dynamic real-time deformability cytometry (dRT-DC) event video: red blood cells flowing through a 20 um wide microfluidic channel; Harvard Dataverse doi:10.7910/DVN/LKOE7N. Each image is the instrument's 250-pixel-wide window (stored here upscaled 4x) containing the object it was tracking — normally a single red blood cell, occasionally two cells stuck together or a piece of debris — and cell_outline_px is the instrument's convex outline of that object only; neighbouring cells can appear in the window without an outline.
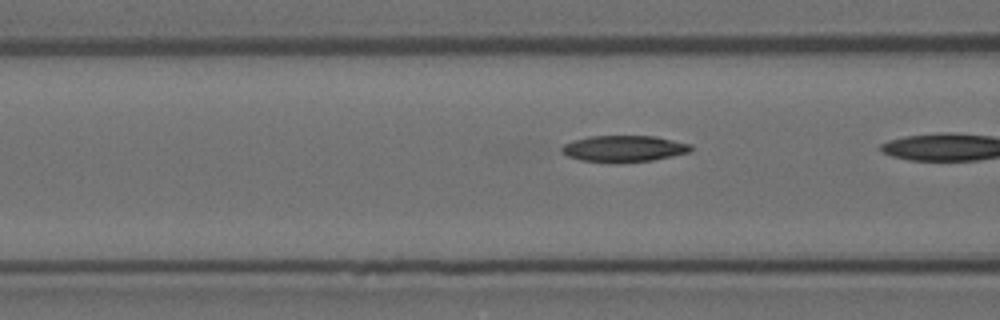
{"species": "Egyptian fruit bat (a non-hibernating species)", "species_latin": "Rousettus aegyptiacus", "temperature_condition": "room temperature", "stored_images_in_passage": 20, "camera_frame_rate_fps": 3000, "um_per_image_px": 0.085, "animal": {"sex": "female"}, "frame": {"image": 1, "passage_image": 17, "time_ms": 5.333, "image_size_px": [1000, 320], "cell_outline_px": [[692, 148], [688, 152], [672, 156], [652, 160], [616, 164], [580, 160], [568, 156], [560, 152], [560, 148], [564, 144], [572, 140], [588, 136], [656, 136], [692, 144]], "centroid_in_image_um": [52.99, 12.64], "position_along_channel_um": 113.6, "area_um2": 20.23}}